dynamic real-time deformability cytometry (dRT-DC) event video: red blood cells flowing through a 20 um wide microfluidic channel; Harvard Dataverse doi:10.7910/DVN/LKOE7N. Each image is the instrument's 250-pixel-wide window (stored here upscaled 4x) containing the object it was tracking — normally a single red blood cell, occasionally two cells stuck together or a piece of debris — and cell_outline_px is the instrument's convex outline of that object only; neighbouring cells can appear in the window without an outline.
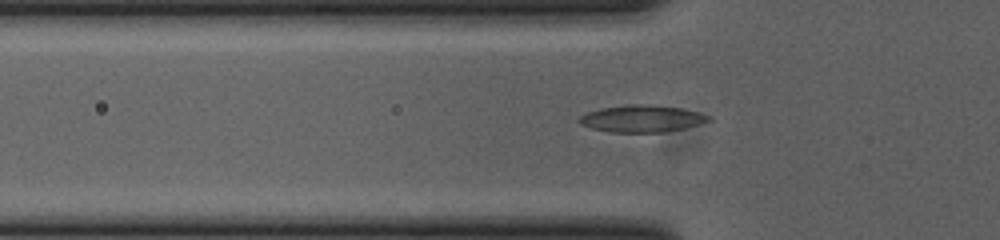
{"species": "common noctule bat (a hibernating species)", "species_latin": "Nyctalus noctula", "temperature_condition": "cold", "stored_images_in_passage": 43, "camera_frame_rate_fps": 3000, "um_per_image_px": 0.085, "animal": {"sex": "female", "body_mass_g": 23.0, "forearm_length_mm": 53.4}, "frame": {"image": 1, "passage_image": 11, "time_ms": 3.333, "image_size_px": [1000, 240], "cell_outline_px": [[712, 120], [684, 128], [660, 132], [608, 132], [592, 128], [580, 124], [576, 120], [580, 116], [588, 112], [600, 108], [628, 104], [648, 104], [680, 108], [712, 116]], "centroid_in_image_um": [54.52, 10.08], "position_along_channel_um": 71.3, "area_um2": 20.29}}
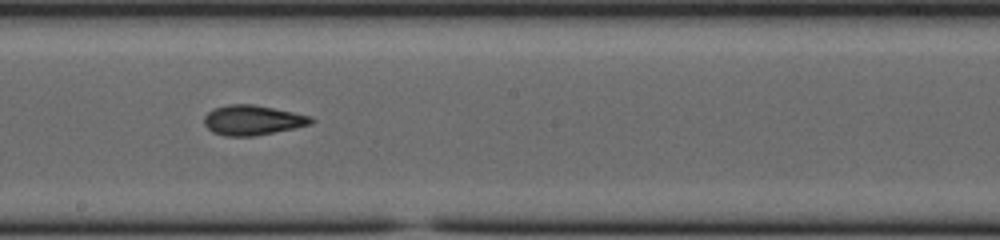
{"frame": {"image": 2, "passage_image": 23, "time_ms": 7.333, "image_size_px": [1000, 240], "cell_outline_px": [[316, 120], [312, 124], [296, 128], [252, 136], [224, 136], [212, 132], [204, 124], [204, 116], [212, 108], [228, 104], [252, 104], [312, 116]], "centroid_in_image_um": [21.47, 10.21], "position_along_channel_um": 226.7, "area_um2": 18.73}}
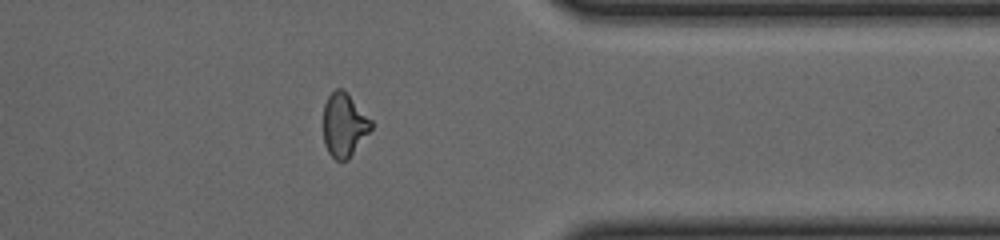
{"frame": {"image": 3, "passage_image": 36, "time_ms": 11.667, "image_size_px": [1000, 240], "cell_outline_px": [[372, 128], [348, 160], [336, 160], [328, 152], [324, 144], [324, 104], [328, 96], [336, 88], [340, 88], [372, 120]], "centroid_in_image_um": [29.24, 10.65], "position_along_channel_um": 382.2, "area_um2": 17.34}, "authors_computed_cell_mechanics": {"area_um2": 18.3804, "velocity_mm_per_s": 3.8767, "shape_relaxation_time_tau1_ms": 8.2596, "shape_relaxation_time_tau2_ms": 2.2049, "deformation_change_tau1": 0.2352, "deformation_change_tau2": 0.0925}}